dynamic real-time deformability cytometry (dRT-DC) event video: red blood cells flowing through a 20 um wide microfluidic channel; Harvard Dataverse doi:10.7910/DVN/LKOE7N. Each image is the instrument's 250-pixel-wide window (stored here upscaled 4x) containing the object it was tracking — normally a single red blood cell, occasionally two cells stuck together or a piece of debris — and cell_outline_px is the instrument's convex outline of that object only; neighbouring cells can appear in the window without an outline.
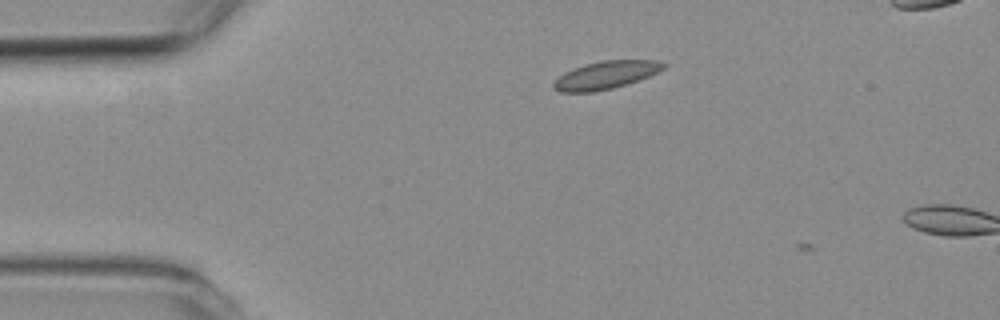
{"species": "common noctule bat (a hibernating species)", "species_latin": "Nyctalus noctula", "temperature_condition": "room temperature", "stored_images_in_passage": 3, "camera_frame_rate_fps": 3000, "um_per_image_px": 0.085, "animal": {"sex": "female", "body_mass_g": 19.3, "forearm_length_mm": 54.1}, "frame": {"image": 1, "passage_image": 2, "time_ms": 1.0, "image_size_px": [1000, 320], "cell_outline_px": [[668, 64], [664, 68], [648, 76], [612, 88], [592, 92], [560, 92], [552, 88], [552, 84], [564, 72], [572, 68], [584, 64], [600, 60], [656, 60]], "centroid_in_image_um": [51.44, 6.37], "position_along_channel_um": 33.6, "area_um2": 17.69}}